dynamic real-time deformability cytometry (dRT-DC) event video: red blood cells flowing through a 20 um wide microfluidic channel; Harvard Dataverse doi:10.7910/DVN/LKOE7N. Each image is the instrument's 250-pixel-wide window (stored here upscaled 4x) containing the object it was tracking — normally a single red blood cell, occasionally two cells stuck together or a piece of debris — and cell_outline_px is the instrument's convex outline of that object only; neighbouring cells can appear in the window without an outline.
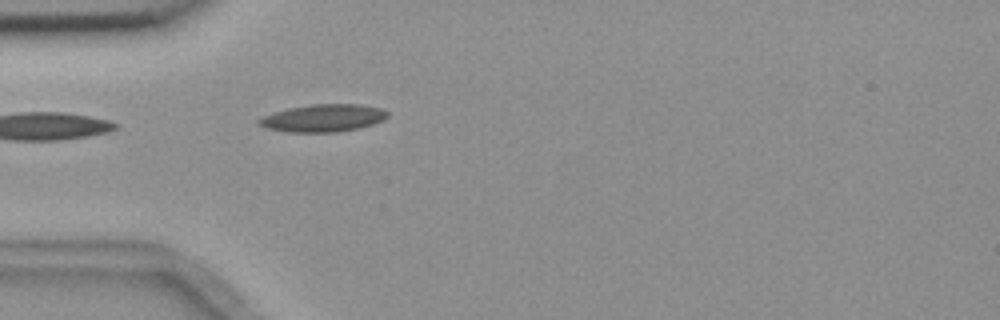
{"species": "common noctule bat (a hibernating species)", "species_latin": "Nyctalus noctula", "temperature_condition": "room temperature", "stored_images_in_passage": 2, "camera_frame_rate_fps": 3000, "um_per_image_px": 0.085, "animal": {"sex": "female", "body_mass_g": 18.4}, "frame": {"image": 1, "passage_image": 2, "time_ms": 1.0, "image_size_px": [1000, 320], "cell_outline_px": [[388, 116], [384, 120], [360, 128], [336, 132], [288, 132], [268, 128], [256, 124], [256, 120], [264, 116], [288, 108], [312, 104], [356, 104], [380, 108], [388, 112]], "centroid_in_image_um": [27.47, 10.04], "position_along_channel_um": 57.5, "area_um2": 20.52}}